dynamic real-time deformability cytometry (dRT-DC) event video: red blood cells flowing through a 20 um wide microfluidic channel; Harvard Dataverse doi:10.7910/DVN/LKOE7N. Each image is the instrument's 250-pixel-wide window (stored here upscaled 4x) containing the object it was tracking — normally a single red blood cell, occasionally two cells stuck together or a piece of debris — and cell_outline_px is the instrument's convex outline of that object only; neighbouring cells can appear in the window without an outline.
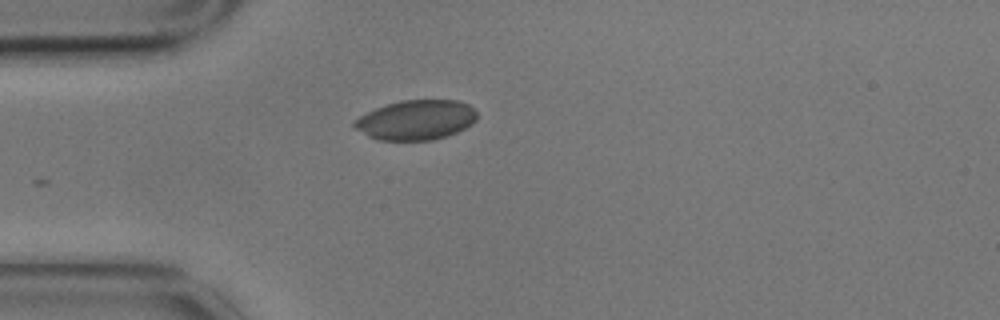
{"species": "common noctule bat (a hibernating species)", "species_latin": "Nyctalus noctula", "temperature_condition": "cold", "stored_images_in_passage": 4, "camera_frame_rate_fps": 3000, "um_per_image_px": 0.085, "animal": {"sex": "male", "body_mass_g": 17.9}, "frame": {"image": 1, "passage_image": 3, "time_ms": 0.667, "image_size_px": [1000, 320], "cell_outline_px": [[476, 120], [472, 124], [448, 136], [432, 140], [376, 140], [368, 136], [356, 128], [352, 124], [352, 120], [376, 108], [400, 100], [456, 100], [468, 104], [476, 112]], "centroid_in_image_um": [35.35, 10.2], "position_along_channel_um": 49.6, "area_um2": 28.38}}